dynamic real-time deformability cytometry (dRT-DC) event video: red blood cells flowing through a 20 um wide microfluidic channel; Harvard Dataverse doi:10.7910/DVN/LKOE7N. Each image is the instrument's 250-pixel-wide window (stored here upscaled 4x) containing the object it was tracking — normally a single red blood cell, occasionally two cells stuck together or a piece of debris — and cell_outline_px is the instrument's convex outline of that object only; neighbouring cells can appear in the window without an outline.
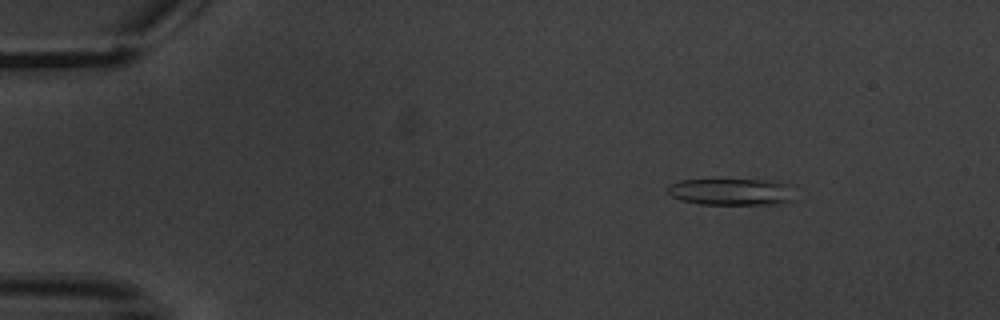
{"species": "common noctule bat (a hibernating species)", "species_latin": "Nyctalus noctula", "temperature_condition": "warm", "stored_images_in_passage": 5, "camera_frame_rate_fps": 3000, "um_per_image_px": 0.085, "animal": {"sex": "male", "body_mass_g": 20.1, "forearm_length_mm": 53.5}, "frame": {"image": 1, "passage_image": 2, "time_ms": 1.333, "image_size_px": [1000, 320], "cell_outline_px": [[796, 200], [780, 204], [700, 204], [680, 200], [672, 196], [664, 188], [668, 184], [680, 180], [712, 176], [772, 180], [788, 184]], "centroid_in_image_um": [62.11, 16.24], "position_along_channel_um": 22.9, "area_um2": 21.39}}